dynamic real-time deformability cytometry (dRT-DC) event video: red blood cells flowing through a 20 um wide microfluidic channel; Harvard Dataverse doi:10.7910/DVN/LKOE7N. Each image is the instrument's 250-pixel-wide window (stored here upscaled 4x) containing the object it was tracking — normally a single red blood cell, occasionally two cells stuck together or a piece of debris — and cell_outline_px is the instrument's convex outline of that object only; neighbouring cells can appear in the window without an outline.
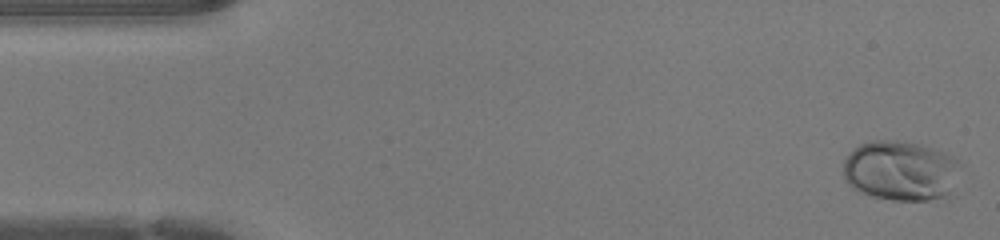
{"species": "human", "species_latin": "Homo sapiens", "temperature_condition": "warm", "stored_images_in_passage": 46, "camera_frame_rate_fps": 3000, "um_per_image_px": 0.085, "donor": {"sex": "female"}, "frame": {"image": 1, "passage_image": 1, "time_ms": 0.0, "image_size_px": [1000, 240], "cell_outline_px": [[956, 160], [948, 192], [944, 196], [928, 200], [892, 200], [872, 196], [860, 192], [852, 188], [844, 180], [844, 160], [852, 148], [868, 140], [896, 140], [920, 144], [956, 156]], "centroid_in_image_um": [76.41, 14.48], "position_along_channel_um": 8.6, "area_um2": 40.23}}
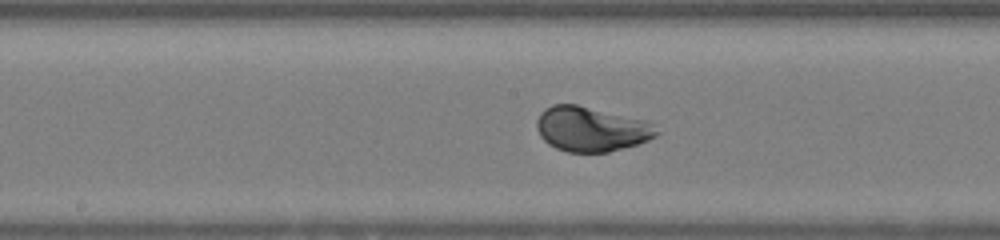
{"frame": {"image": 2, "passage_image": 23, "time_ms": 7.333, "image_size_px": [1000, 240], "cell_outline_px": [[660, 132], [656, 136], [648, 140], [636, 144], [608, 152], [568, 152], [556, 148], [548, 144], [540, 136], [536, 128], [536, 120], [540, 112], [544, 108], [552, 104], [576, 104], [648, 120]], "centroid_in_image_um": [50.23, 10.95], "position_along_channel_um": 198.0, "area_um2": 31.5}}
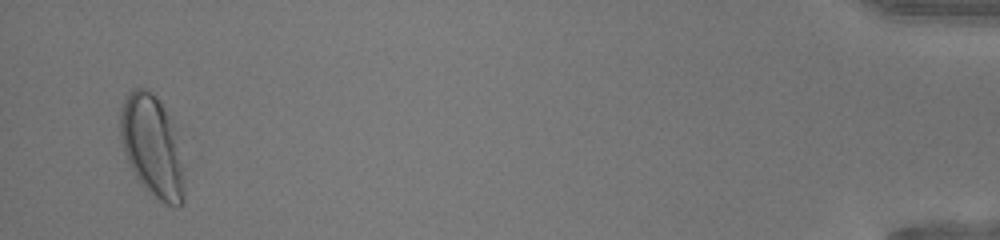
{"frame": {"image": 3, "passage_image": 45, "time_ms": 14.667, "image_size_px": [1000, 240], "cell_outline_px": [[188, 164], [184, 200], [176, 208], [160, 200], [144, 188], [136, 176], [124, 156], [120, 140], [120, 108], [124, 96], [132, 88], [148, 88], [156, 96], [164, 108], [168, 116]], "centroid_in_image_um": [12.98, 12.46], "position_along_channel_um": 422.2, "area_um2": 39.13}, "authors_computed_cell_mechanics": {"area_um2": 31.7033, "velocity_mm_per_s": 4.2933, "shape_relaxation_time_tau1_ms": 1.8986, "shape_relaxation_time_tau2_ms": null, "deformation_change_tau1": 0.1497, "deformation_change_tau2": null}}